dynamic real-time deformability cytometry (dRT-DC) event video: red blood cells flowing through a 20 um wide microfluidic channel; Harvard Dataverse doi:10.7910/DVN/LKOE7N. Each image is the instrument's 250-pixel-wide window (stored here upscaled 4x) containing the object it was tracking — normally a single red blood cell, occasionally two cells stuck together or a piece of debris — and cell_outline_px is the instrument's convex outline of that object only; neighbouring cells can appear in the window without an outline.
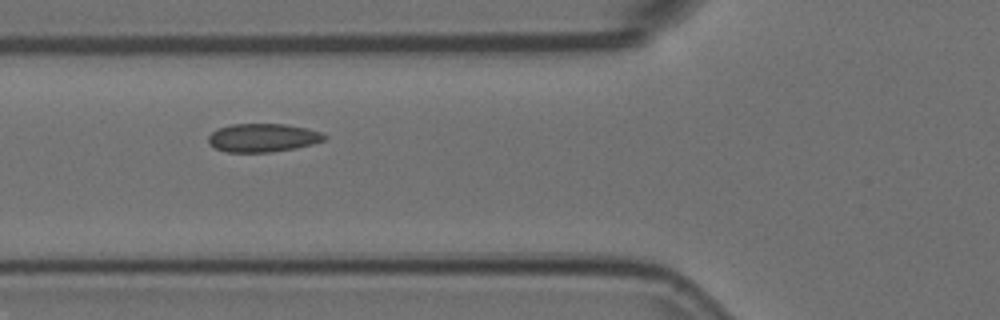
{"species": "Egyptian fruit bat (a non-hibernating species)", "species_latin": "Rousettus aegyptiacus", "temperature_condition": "room temperature", "stored_images_in_passage": 12, "camera_frame_rate_fps": 3000, "um_per_image_px": 0.085, "animal": {"sex": "female"}, "frame": {"image": 1, "passage_image": 4, "time_ms": 1.0, "image_size_px": [1000, 320], "cell_outline_px": [[328, 136], [324, 140], [312, 144], [296, 148], [268, 152], [228, 152], [216, 148], [208, 144], [208, 136], [216, 128], [232, 124], [284, 124], [304, 128], [320, 132]], "centroid_in_image_um": [22.3, 11.71], "position_along_channel_um": 103.5, "area_um2": 19.13}}
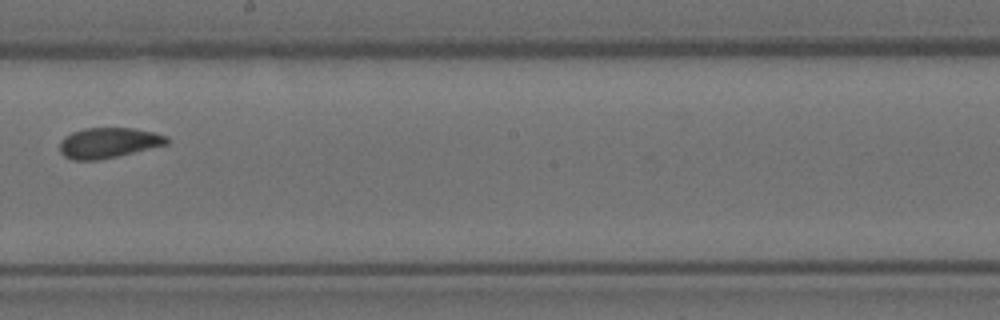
{"frame": {"image": 2, "passage_image": 7, "time_ms": 2.0, "image_size_px": [1000, 320], "cell_outline_px": [[168, 144], [100, 160], [72, 160], [64, 156], [60, 152], [60, 140], [64, 136], [72, 132], [84, 128], [132, 128], [152, 132], [168, 136]], "centroid_in_image_um": [9.19, 12.14], "position_along_channel_um": 239.0, "area_um2": 18.96}}
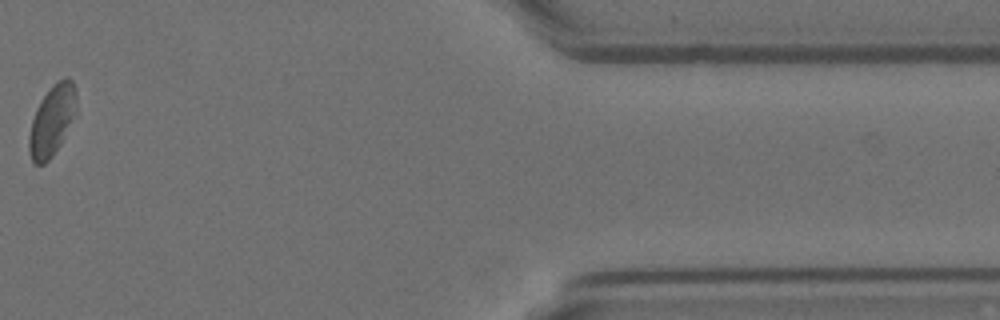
{"frame": {"image": 3, "passage_image": 12, "time_ms": 3.667, "image_size_px": [1000, 320], "cell_outline_px": [[76, 112], [60, 144], [52, 156], [44, 164], [32, 164], [28, 148], [28, 136], [32, 120], [36, 108], [40, 100], [52, 84], [64, 76], [68, 76], [72, 80], [76, 88]], "centroid_in_image_um": [4.41, 10.21], "position_along_channel_um": 407.0, "area_um2": 19.65}}